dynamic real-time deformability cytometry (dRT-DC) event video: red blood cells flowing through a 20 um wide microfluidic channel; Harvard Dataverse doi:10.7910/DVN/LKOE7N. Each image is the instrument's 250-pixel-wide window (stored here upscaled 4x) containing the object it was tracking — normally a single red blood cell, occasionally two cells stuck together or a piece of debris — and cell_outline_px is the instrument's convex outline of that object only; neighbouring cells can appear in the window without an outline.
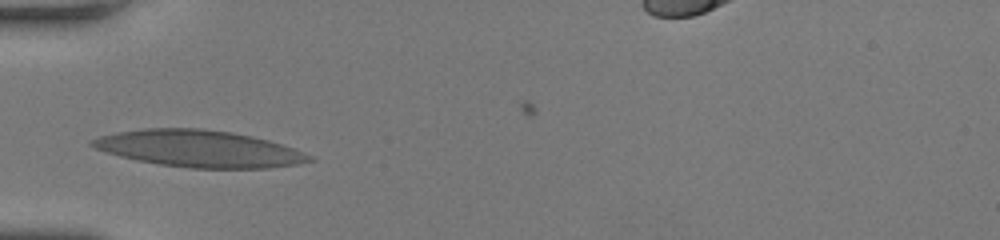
{"species": "human", "species_latin": "Homo sapiens", "temperature_condition": "room temperature", "stored_images_in_passage": 28, "camera_frame_rate_fps": 3000, "um_per_image_px": 0.085, "donor": {"sex": "female"}, "frame": {"image": 1, "passage_image": 1, "time_ms": 0.0, "image_size_px": [1000, 240], "cell_outline_px": [[316, 160], [300, 164], [268, 168], [188, 168], [160, 164], [136, 160], [120, 156], [96, 148], [88, 144], [92, 140], [100, 136], [116, 132], [144, 128], [200, 128], [232, 132], [252, 136], [268, 140], [304, 152], [312, 156]], "centroid_in_image_um": [16.95, 12.64], "position_along_channel_um": 68.1, "area_um2": 46.47}}
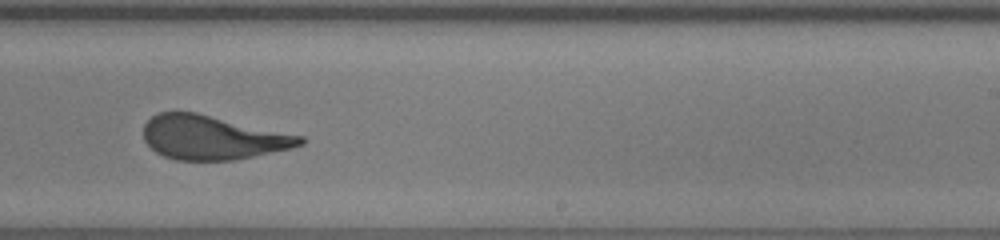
{"frame": {"image": 2, "passage_image": 17, "time_ms": 5.333, "image_size_px": [1000, 240], "cell_outline_px": [[304, 144], [292, 148], [236, 160], [176, 160], [164, 156], [156, 152], [144, 140], [144, 124], [156, 112], [196, 112], [304, 136]], "centroid_in_image_um": [18.07, 11.69], "position_along_channel_um": 270.9, "area_um2": 40.23}}
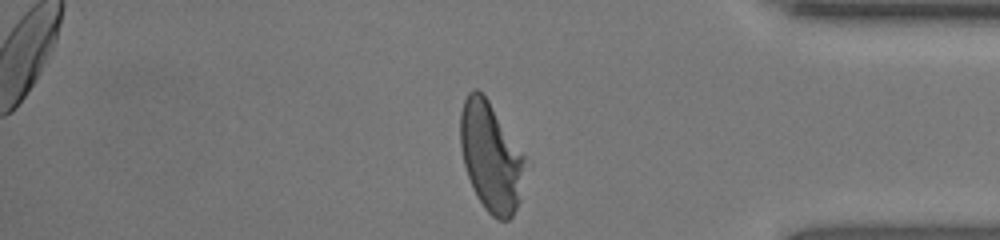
{"frame": {"image": 3, "passage_image": 28, "time_ms": 9.0, "image_size_px": [1000, 240], "cell_outline_px": [[532, 164], [520, 200], [512, 216], [508, 220], [496, 220], [484, 208], [472, 188], [464, 164], [460, 148], [460, 112], [464, 100], [468, 92], [472, 88], [476, 88], [488, 100]], "centroid_in_image_um": [41.8, 13.36], "position_along_channel_um": 393.4, "area_um2": 42.48}, "authors_computed_cell_mechanics": {"area_um2": 41.5582, "velocity_mm_per_s": 3.8548, "shape_relaxation_time_tau1_ms": 5.9706, "shape_relaxation_time_tau2_ms": 1.1342, "deformation_change_tau1": 0.2454, "deformation_change_tau2": 0.0953}}